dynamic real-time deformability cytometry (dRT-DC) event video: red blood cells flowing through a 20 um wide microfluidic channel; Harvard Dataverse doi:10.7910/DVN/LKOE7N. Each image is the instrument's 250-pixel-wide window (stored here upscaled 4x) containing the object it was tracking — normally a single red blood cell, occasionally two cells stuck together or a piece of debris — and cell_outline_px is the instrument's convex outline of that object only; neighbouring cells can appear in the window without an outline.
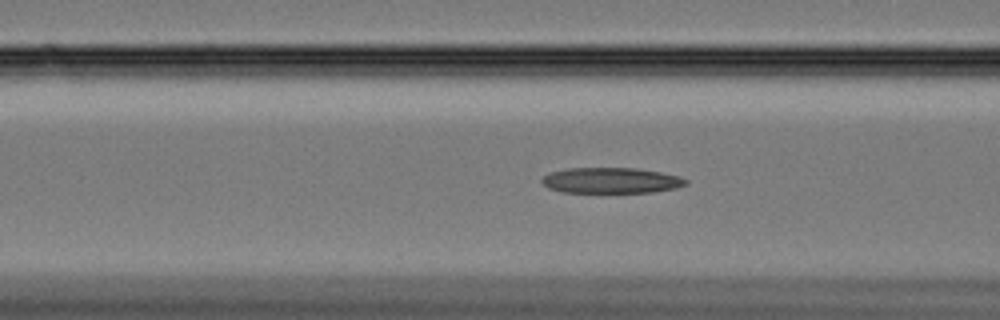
{"species": "Egyptian fruit bat (a non-hibernating species)", "species_latin": "Rousettus aegyptiacus", "temperature_condition": "cold", "stored_images_in_passage": 60, "camera_frame_rate_fps": 3000, "um_per_image_px": 0.085, "animal": {"sex": "female"}, "frame": {"image": 1, "passage_image": 23, "time_ms": 7.333, "image_size_px": [1000, 320], "cell_outline_px": [[688, 184], [676, 188], [652, 192], [560, 192], [548, 188], [540, 180], [544, 176], [552, 172], [568, 168], [636, 168], [660, 172], [676, 176], [688, 180]], "centroid_in_image_um": [51.93, 15.34], "position_along_channel_um": 114.7, "area_um2": 21.39}}
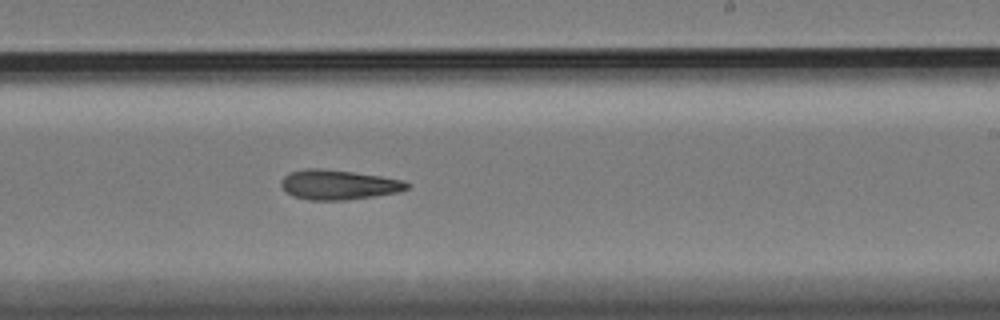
{"frame": {"image": 2, "passage_image": 36, "time_ms": 11.667, "image_size_px": [1000, 320], "cell_outline_px": [[412, 184], [408, 188], [396, 192], [372, 196], [344, 200], [308, 200], [292, 196], [280, 184], [280, 180], [288, 172], [304, 168], [320, 168], [352, 172], [380, 176], [404, 180]], "centroid_in_image_um": [28.74, 15.69], "position_along_channel_um": 260.3, "area_um2": 21.79}}
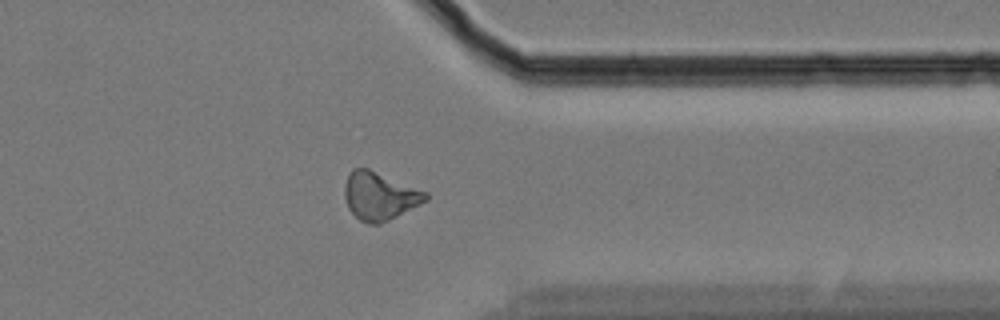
{"frame": {"image": 3, "passage_image": 47, "time_ms": 15.333, "image_size_px": [1000, 320], "cell_outline_px": [[428, 200], [380, 224], [368, 224], [360, 220], [348, 208], [344, 196], [344, 184], [352, 168], [368, 168], [428, 192]], "centroid_in_image_um": [32.25, 16.65], "position_along_channel_um": 379.1, "area_um2": 22.54}}